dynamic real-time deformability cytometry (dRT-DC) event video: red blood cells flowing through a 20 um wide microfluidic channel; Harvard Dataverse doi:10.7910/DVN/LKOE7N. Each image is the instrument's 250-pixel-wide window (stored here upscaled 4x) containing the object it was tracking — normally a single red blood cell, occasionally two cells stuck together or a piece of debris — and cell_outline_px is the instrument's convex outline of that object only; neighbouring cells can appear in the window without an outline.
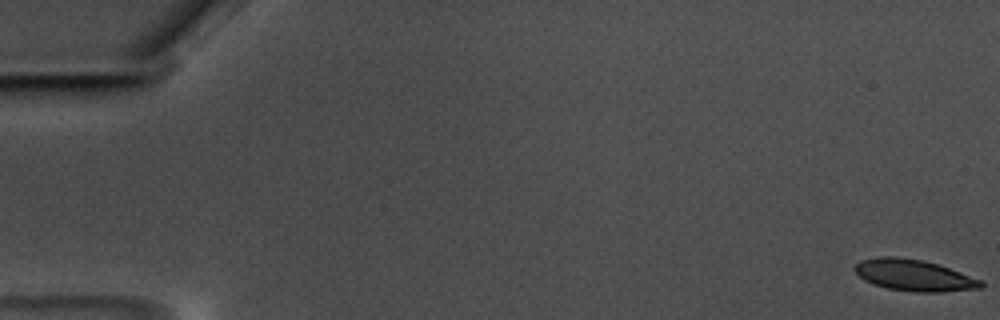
{"species": "common noctule bat (a hibernating species)", "species_latin": "Nyctalus noctula", "temperature_condition": "warm", "stored_images_in_passage": 60, "camera_frame_rate_fps": 3000, "um_per_image_px": 0.085, "animal": {"sex": "male", "body_mass_g": 17.5, "forearm_length_mm": 52.3}, "frame": {"image": 1, "passage_image": 1, "time_ms": 0.0, "image_size_px": [1000, 320], "cell_outline_px": [[984, 288], [944, 292], [916, 292], [888, 288], [872, 284], [864, 280], [852, 268], [860, 260], [880, 256], [892, 256], [920, 260], [936, 264], [984, 280]], "centroid_in_image_um": [77.71, 23.41], "position_along_channel_um": 7.3, "area_um2": 23.12}}
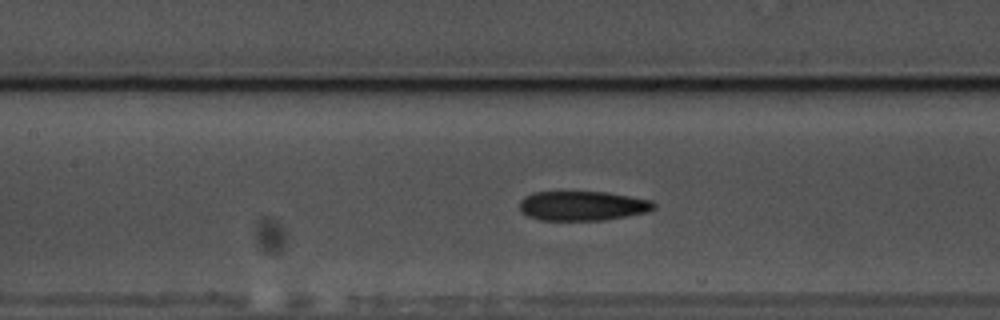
{"frame": {"image": 2, "passage_image": 28, "time_ms": 9.0, "image_size_px": [1000, 320], "cell_outline_px": [[656, 208], [648, 212], [604, 220], [540, 220], [528, 216], [520, 212], [520, 200], [524, 196], [532, 192], [608, 192], [652, 200], [656, 204]], "centroid_in_image_um": [49.52, 17.49], "position_along_channel_um": 157.9, "area_um2": 23.29}}
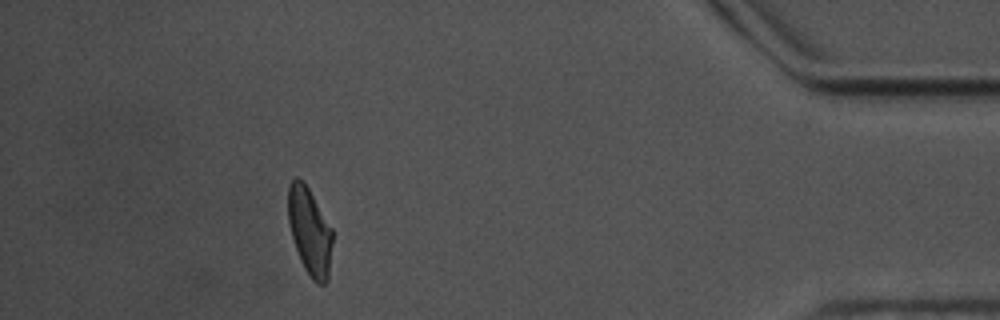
{"frame": {"image": 3, "passage_image": 54, "time_ms": 17.667, "image_size_px": [1000, 320], "cell_outline_px": [[332, 244], [328, 280], [324, 284], [316, 284], [312, 280], [304, 268], [300, 260], [292, 236], [288, 220], [288, 184], [296, 176], [308, 188], [332, 228]], "centroid_in_image_um": [26.32, 19.69], "position_along_channel_um": 408.9, "area_um2": 22.43}, "authors_computed_cell_mechanics": {"area_um2": 23.4957, "velocity_mm_per_s": 3.4971, "shape_relaxation_time_tau1_ms": 6.6316, "shape_relaxation_time_tau2_ms": 3.6115, "deformation_change_tau1": 0.1706, "deformation_change_tau2": 0.116}}